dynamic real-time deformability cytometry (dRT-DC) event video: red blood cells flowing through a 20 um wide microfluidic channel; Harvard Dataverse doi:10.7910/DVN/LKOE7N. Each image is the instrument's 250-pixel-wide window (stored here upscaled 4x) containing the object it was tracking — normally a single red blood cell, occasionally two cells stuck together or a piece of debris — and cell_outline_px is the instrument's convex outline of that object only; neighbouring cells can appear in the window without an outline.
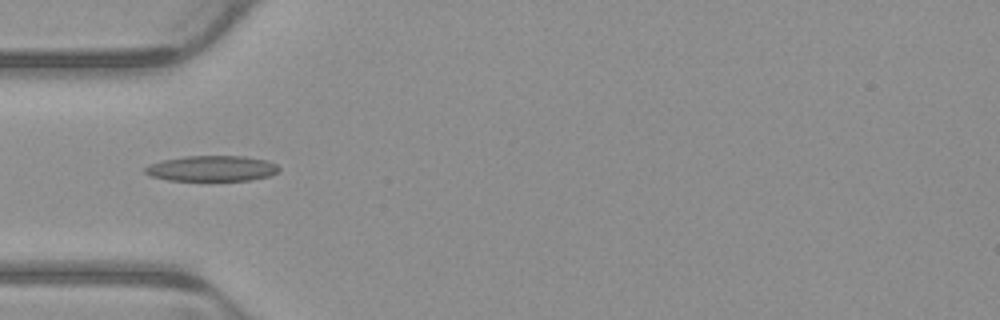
{"species": "common noctule bat (a hibernating species)", "species_latin": "Nyctalus noctula", "temperature_condition": "warm", "stored_images_in_passage": 6, "camera_frame_rate_fps": 3000, "um_per_image_px": 0.085, "animal": {"sex": "male", "body_mass_g": 23.1, "forearm_length_mm": 52.7}, "frame": {"image": 1, "passage_image": 4, "time_ms": 1.0, "image_size_px": [1000, 320], "cell_outline_px": [[280, 168], [276, 172], [268, 176], [248, 180], [168, 180], [152, 176], [144, 172], [144, 168], [148, 164], [164, 160], [184, 156], [244, 156], [268, 160], [276, 164]], "centroid_in_image_um": [18.0, 14.31], "position_along_channel_um": 67.0, "area_um2": 19.83}}
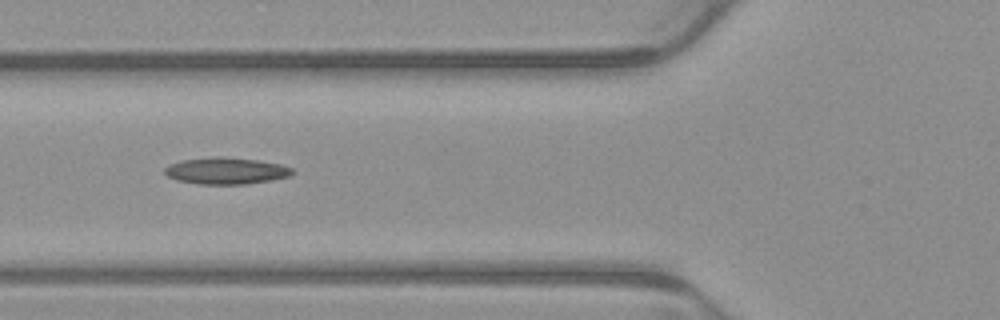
{"frame": {"image": 2, "passage_image": 5, "time_ms": 1.333, "image_size_px": [1000, 320], "cell_outline_px": [[296, 172], [292, 176], [272, 180], [248, 184], [200, 184], [176, 180], [168, 176], [164, 172], [164, 168], [168, 164], [180, 160], [212, 156], [220, 156], [256, 160], [280, 164], [292, 168]], "centroid_in_image_um": [19.22, 14.52], "position_along_channel_um": 106.6, "area_um2": 20.11}}
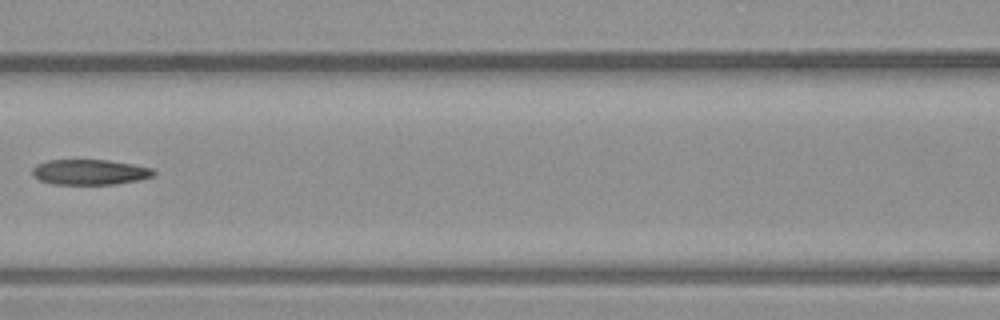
{"frame": {"image": 3, "passage_image": 6, "time_ms": 1.667, "image_size_px": [1000, 320], "cell_outline_px": [[156, 172], [152, 176], [136, 180], [116, 184], [56, 184], [40, 180], [32, 172], [32, 168], [36, 164], [48, 160], [108, 160], [132, 164], [152, 168]], "centroid_in_image_um": [7.63, 14.62], "position_along_channel_um": 159.0, "area_um2": 17.69}}